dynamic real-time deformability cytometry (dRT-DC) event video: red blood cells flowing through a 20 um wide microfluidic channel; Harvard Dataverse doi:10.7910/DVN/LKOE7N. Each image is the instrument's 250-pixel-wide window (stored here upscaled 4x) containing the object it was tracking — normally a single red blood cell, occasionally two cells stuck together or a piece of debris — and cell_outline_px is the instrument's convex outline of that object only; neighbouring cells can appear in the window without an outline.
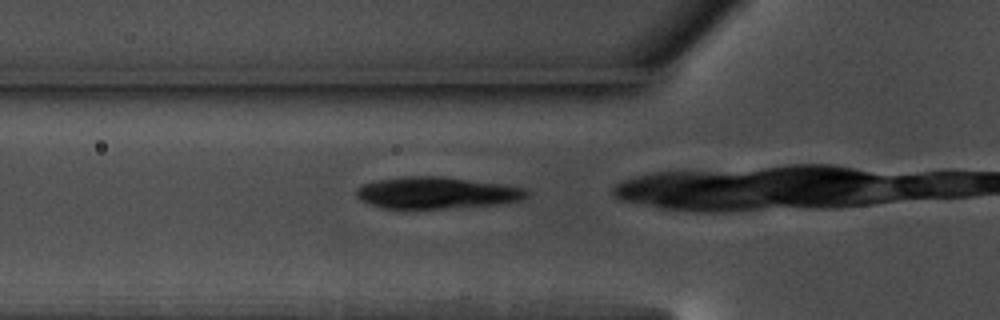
{"species": "common noctule bat (a hibernating species)", "species_latin": "Nyctalus noctula", "temperature_condition": "warm", "stored_images_in_passage": 7, "camera_frame_rate_fps": 3000, "um_per_image_px": 0.085, "animal": {"sex": "male", "body_mass_g": 17.5, "forearm_length_mm": 52.3}, "frame": {"image": 1, "passage_image": 2, "time_ms": 0.333, "image_size_px": [1000, 320], "cell_outline_px": [[532, 192], [524, 200], [496, 204], [444, 208], [384, 208], [372, 204], [356, 196], [356, 188], [364, 184], [376, 180], [408, 176], [440, 176], [500, 184], [524, 188]], "centroid_in_image_um": [37.15, 16.38], "position_along_channel_um": 88.6, "area_um2": 31.1}}
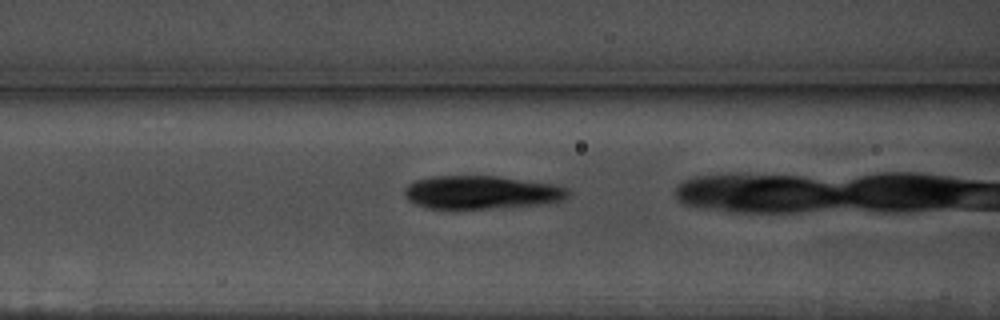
{"frame": {"image": 2, "passage_image": 5, "time_ms": 1.333, "image_size_px": [1000, 320], "cell_outline_px": [[572, 192], [564, 200], [536, 204], [488, 208], [428, 208], [416, 204], [408, 200], [404, 196], [404, 188], [408, 184], [416, 180], [432, 176], [496, 176], [556, 184], [568, 188]], "centroid_in_image_um": [40.92, 16.33], "position_along_channel_um": 125.7, "area_um2": 31.56}}